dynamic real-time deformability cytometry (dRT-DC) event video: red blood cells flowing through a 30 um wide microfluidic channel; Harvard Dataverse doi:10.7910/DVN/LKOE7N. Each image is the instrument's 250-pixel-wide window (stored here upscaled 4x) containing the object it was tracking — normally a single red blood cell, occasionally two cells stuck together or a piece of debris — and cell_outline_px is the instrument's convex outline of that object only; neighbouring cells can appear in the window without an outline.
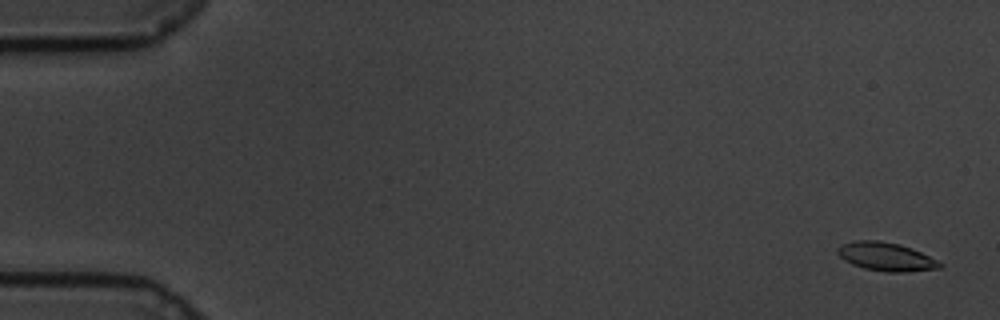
{"species": "common noctule bat (a hibernating species)", "species_latin": "Nyctalus noctula", "temperature_condition": "cold", "stored_images_in_passage": 62, "segment_of_instrument_passage": [1, 2], "camera_frame_rate_fps": 3000, "um_per_image_px": 0.085, "animal": {"sex": "male", "body_mass_g": 19.5, "forearm_length_mm": 54.6}, "frame": {"image": 1, "passage_image": 3, "time_ms": 0.667, "image_size_px": [1000, 320], "cell_outline_px": [[944, 264], [940, 268], [904, 272], [884, 272], [864, 268], [852, 264], [844, 260], [836, 252], [836, 248], [844, 244], [856, 240], [880, 240], [900, 244], [912, 248]], "centroid_in_image_um": [75.3, 21.81], "position_along_channel_um": 9.7, "area_um2": 16.94}}
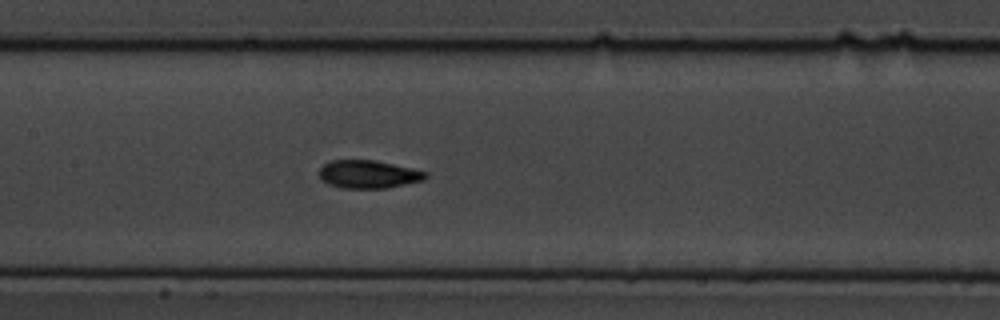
{"frame": {"image": 2, "passage_image": 30, "time_ms": 9.667, "image_size_px": [1000, 320], "cell_outline_px": [[428, 176], [424, 180], [388, 188], [340, 188], [328, 184], [320, 180], [316, 172], [324, 164], [332, 160], [376, 160], [428, 172]], "centroid_in_image_um": [31.27, 14.82], "position_along_channel_um": 176.1, "area_um2": 17.63}}
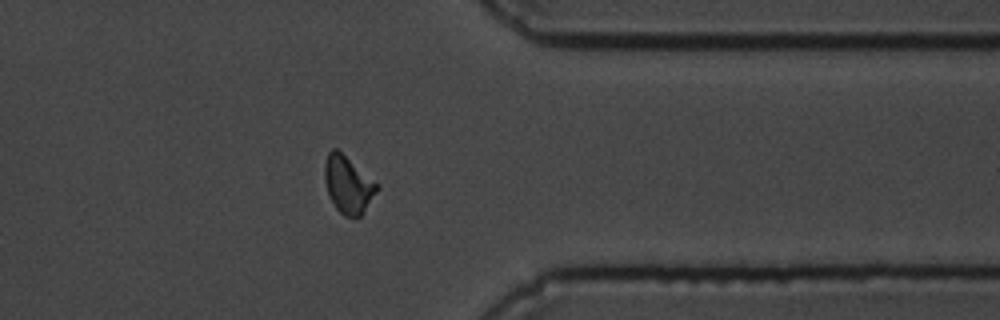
{"frame": {"image": 3, "passage_image": 49, "time_ms": 16.0, "image_size_px": [1000, 320], "cell_outline_px": [[380, 188], [360, 216], [344, 216], [336, 208], [328, 196], [324, 180], [324, 164], [328, 152], [332, 148], [336, 148], [380, 184]], "centroid_in_image_um": [29.58, 15.67], "position_along_channel_um": 381.8, "area_um2": 17.57}}